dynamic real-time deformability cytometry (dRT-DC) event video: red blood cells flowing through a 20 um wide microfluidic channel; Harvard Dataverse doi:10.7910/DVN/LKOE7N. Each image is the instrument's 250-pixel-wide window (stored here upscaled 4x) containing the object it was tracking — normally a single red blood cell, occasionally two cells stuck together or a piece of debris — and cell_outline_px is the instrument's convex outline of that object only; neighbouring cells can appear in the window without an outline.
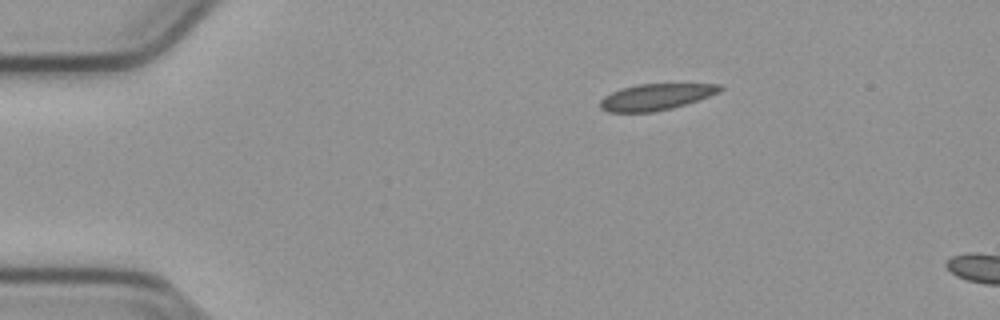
{"species": "common noctule bat (a hibernating species)", "species_latin": "Nyctalus noctula", "temperature_condition": "cold", "stored_images_in_passage": 4, "camera_frame_rate_fps": 3000, "um_per_image_px": 0.085, "animal": {"sex": "male", "body_mass_g": 23.1, "forearm_length_mm": 52.7}, "frame": {"image": 1, "passage_image": 1, "time_ms": 0.0, "image_size_px": [1000, 320], "cell_outline_px": [[724, 88], [720, 92], [672, 108], [652, 112], [608, 112], [600, 108], [600, 100], [604, 96], [620, 88], [636, 84], [724, 84]], "centroid_in_image_um": [55.73, 8.23], "position_along_channel_um": 29.3, "area_um2": 18.32}}